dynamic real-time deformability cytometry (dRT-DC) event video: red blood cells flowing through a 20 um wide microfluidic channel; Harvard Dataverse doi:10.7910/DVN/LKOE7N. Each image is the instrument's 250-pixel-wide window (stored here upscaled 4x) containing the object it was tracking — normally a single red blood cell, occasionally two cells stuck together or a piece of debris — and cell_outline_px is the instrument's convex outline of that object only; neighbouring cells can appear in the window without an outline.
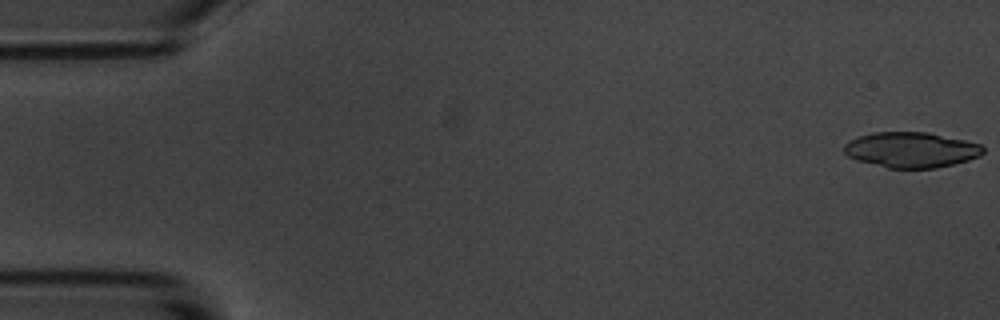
{"species": "common noctule bat (a hibernating species)", "species_latin": "Nyctalus noctula", "temperature_condition": "room temperature", "stored_images_in_passage": 56, "camera_frame_rate_fps": 3000, "um_per_image_px": 0.085, "animal": {"sex": "male", "body_mass_g": 20.1, "forearm_length_mm": 53.5}, "frame": {"image": 1, "passage_image": 1, "time_ms": 0.0, "image_size_px": [1000, 320], "cell_outline_px": [[984, 152], [980, 156], [968, 160], [936, 168], [888, 168], [856, 160], [848, 156], [844, 152], [844, 144], [848, 140], [872, 132], [928, 132], [964, 140], [980, 144], [984, 148]], "centroid_in_image_um": [77.43, 12.73], "position_along_channel_um": 7.6, "area_um2": 28.73}}
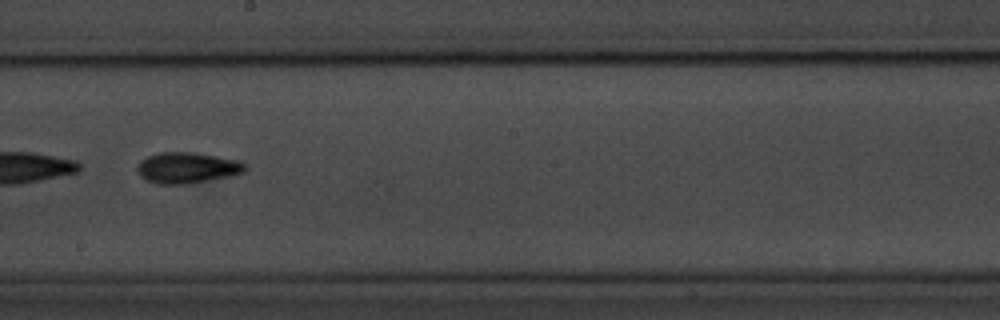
{"frame": {"image": 2, "passage_image": 32, "time_ms": 10.333, "image_size_px": [1000, 320], "cell_outline_px": [[248, 168], [244, 172], [232, 176], [188, 184], [160, 184], [148, 180], [140, 176], [136, 168], [148, 156], [160, 152], [192, 152], [236, 160], [248, 164]], "centroid_in_image_um": [15.96, 14.27], "position_along_channel_um": 232.2, "area_um2": 19.31}, "authors_computed_cell_mechanics": {"area_um2": 19.2185, "velocity_mm_per_s": 3.539, "shape_relaxation_time_tau1_ms": 3.2513, "shape_relaxation_time_tau2_ms": 3.0424, "deformation_change_tau1": 0.129, "deformation_change_tau2": 0.092}}